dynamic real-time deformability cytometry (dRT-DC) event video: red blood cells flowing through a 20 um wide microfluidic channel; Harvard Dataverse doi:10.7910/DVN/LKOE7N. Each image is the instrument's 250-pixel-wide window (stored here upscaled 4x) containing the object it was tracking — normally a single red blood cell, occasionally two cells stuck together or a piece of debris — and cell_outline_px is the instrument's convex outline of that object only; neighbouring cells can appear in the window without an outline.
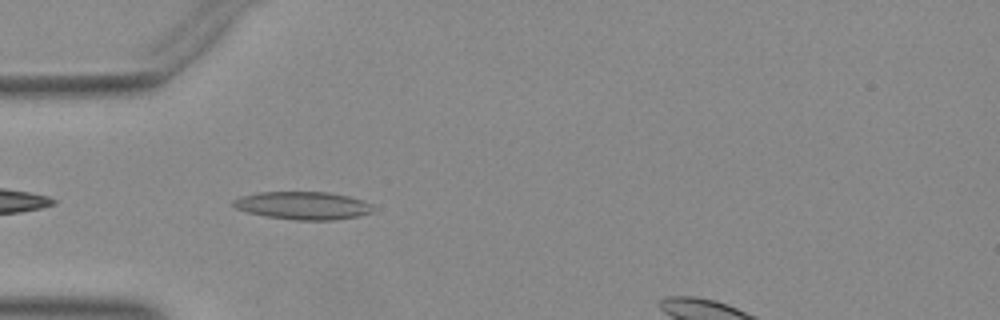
{"species": "Egyptian fruit bat (a non-hibernating species)", "species_latin": "Rousettus aegyptiacus", "temperature_condition": "warm", "stored_images_in_passage": 34, "camera_frame_rate_fps": 3000, "um_per_image_px": 0.085, "animal": {"sex": "female"}, "frame": {"image": 1, "passage_image": 2, "time_ms": 0.333, "image_size_px": [1000, 320], "cell_outline_px": [[372, 212], [360, 216], [332, 220], [296, 220], [268, 216], [248, 212], [236, 208], [232, 204], [232, 200], [240, 196], [256, 192], [328, 192], [348, 196], [372, 204]], "centroid_in_image_um": [25.73, 17.46], "position_along_channel_um": 59.3, "area_um2": 22.6}}
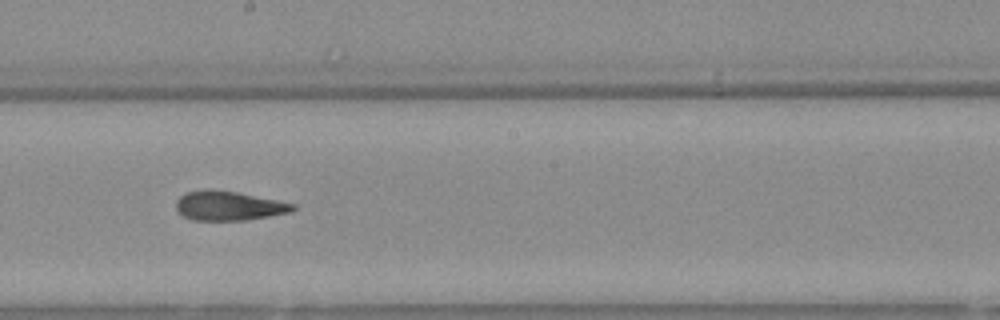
{"frame": {"image": 2, "passage_image": 15, "time_ms": 4.667, "image_size_px": [1000, 320], "cell_outline_px": [[296, 208], [288, 212], [268, 216], [244, 220], [192, 220], [184, 216], [176, 208], [176, 200], [184, 192], [236, 192], [296, 204]], "centroid_in_image_um": [19.45, 17.53], "position_along_channel_um": 228.8, "area_um2": 19.07}}
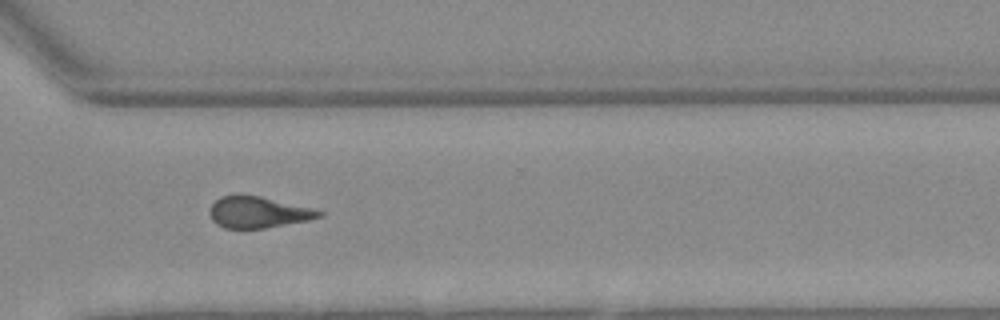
{"frame": {"image": 3, "passage_image": 24, "time_ms": 7.667, "image_size_px": [1000, 320], "cell_outline_px": [[324, 216], [308, 220], [264, 228], [224, 228], [216, 224], [212, 220], [208, 212], [212, 204], [220, 196], [240, 192], [260, 196], [312, 208], [324, 212]], "centroid_in_image_um": [21.89, 18.01], "position_along_channel_um": 348.7, "area_um2": 20.29}}